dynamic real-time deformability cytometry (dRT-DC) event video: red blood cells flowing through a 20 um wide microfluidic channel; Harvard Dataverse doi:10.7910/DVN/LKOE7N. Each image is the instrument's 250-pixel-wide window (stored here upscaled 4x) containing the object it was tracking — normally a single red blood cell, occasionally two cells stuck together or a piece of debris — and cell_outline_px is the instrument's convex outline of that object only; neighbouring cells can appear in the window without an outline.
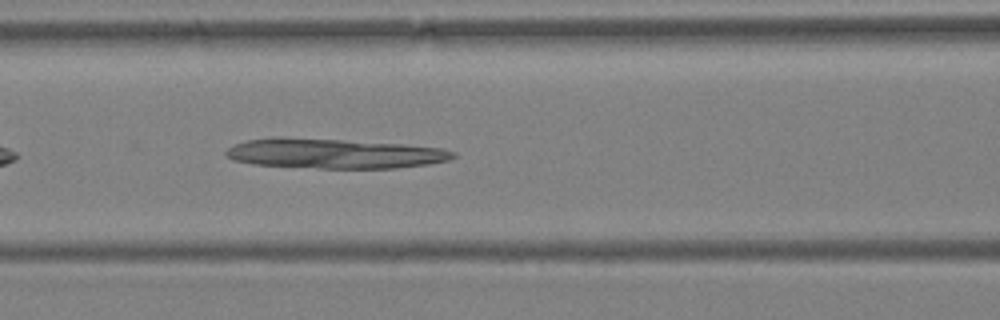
{"species": "Egyptian fruit bat (a non-hibernating species)", "species_latin": "Rousettus aegyptiacus", "temperature_condition": "warm", "stored_images_in_passage": 31, "segment_of_instrument_passage": [1, 2], "camera_frame_rate_fps": 3000, "um_per_image_px": 0.085, "animal": {"sex": "female"}, "frame": {"image": 1, "passage_image": 6, "time_ms": 1.667, "image_size_px": [1000, 320], "cell_outline_px": [[456, 156], [448, 160], [428, 164], [396, 168], [316, 168], [252, 164], [232, 160], [224, 156], [224, 152], [232, 144], [244, 140], [272, 136], [280, 136], [404, 144], [444, 148], [456, 152]], "centroid_in_image_um": [28.33, 13.04], "position_along_channel_um": 138.3, "area_um2": 40.06}}
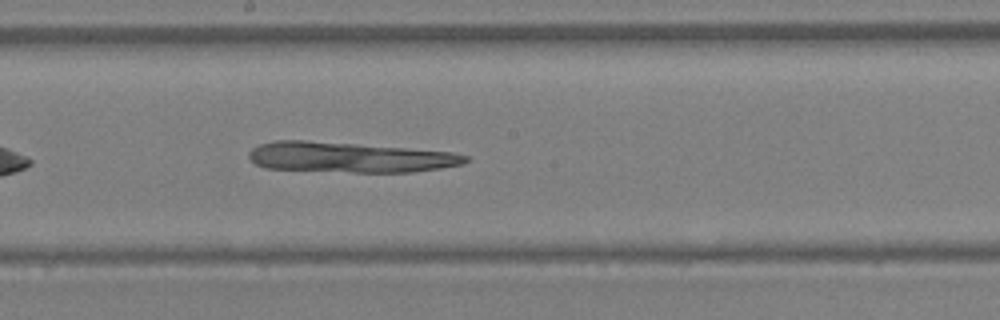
{"frame": {"image": 2, "passage_image": 11, "time_ms": 3.333, "image_size_px": [1000, 320], "cell_outline_px": [[468, 160], [464, 164], [440, 168], [412, 172], [352, 172], [264, 168], [256, 164], [248, 156], [248, 152], [252, 148], [260, 144], [272, 140], [304, 140], [356, 144], [452, 152], [468, 156]], "centroid_in_image_um": [29.68, 13.37], "position_along_channel_um": 218.5, "area_um2": 38.09}}
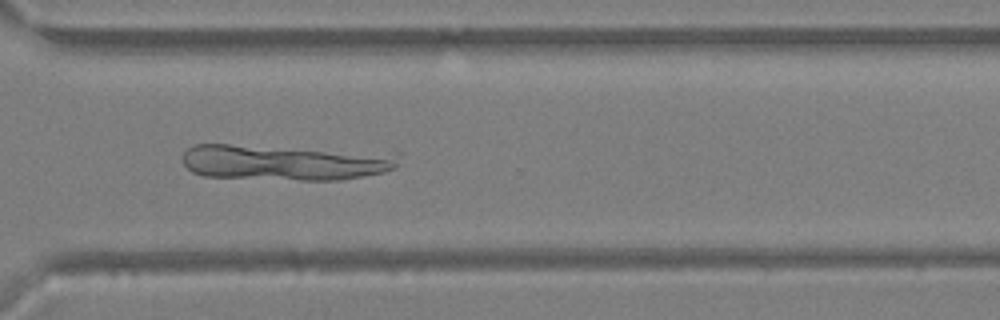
{"frame": {"image": 3, "passage_image": 19, "time_ms": 6.0, "image_size_px": [1000, 320], "cell_outline_px": [[396, 168], [384, 172], [364, 176], [340, 180], [300, 180], [204, 176], [192, 172], [184, 164], [184, 152], [192, 144], [228, 144], [324, 152], [388, 160], [396, 164]], "centroid_in_image_um": [23.69, 13.88], "position_along_channel_um": 346.9, "area_um2": 40.86}}